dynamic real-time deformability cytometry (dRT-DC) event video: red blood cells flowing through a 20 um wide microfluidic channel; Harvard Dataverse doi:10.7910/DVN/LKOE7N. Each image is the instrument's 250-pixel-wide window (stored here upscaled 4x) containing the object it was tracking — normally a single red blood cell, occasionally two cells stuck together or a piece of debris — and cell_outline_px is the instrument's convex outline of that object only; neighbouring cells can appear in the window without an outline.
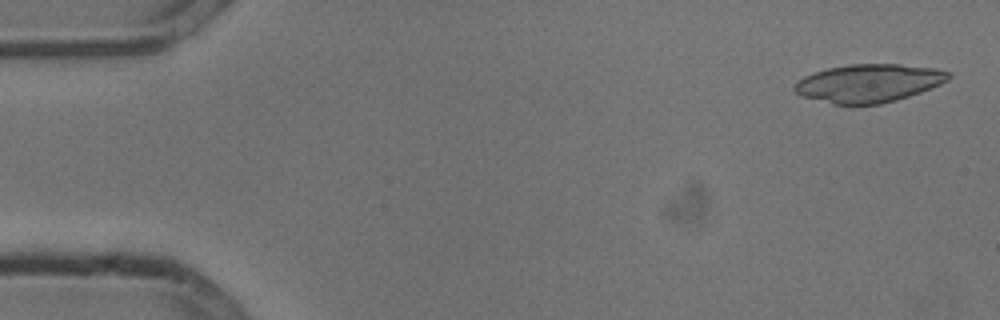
{"species": "common noctule bat (a hibernating species)", "species_latin": "Nyctalus noctula", "temperature_condition": "cold", "stored_images_in_passage": 53, "camera_frame_rate_fps": 3000, "um_per_image_px": 0.085, "animal": {"sex": "male", "body_mass_g": 13.3}, "frame": {"image": 1, "passage_image": 2, "time_ms": 0.333, "image_size_px": [1000, 320], "cell_outline_px": [[952, 76], [948, 80], [940, 84], [920, 92], [896, 100], [880, 104], [832, 104], [800, 96], [792, 88], [792, 84], [796, 80], [804, 76], [828, 68], [848, 64], [900, 64], [936, 68], [952, 72]], "centroid_in_image_um": [73.82, 7.06], "position_along_channel_um": 11.2, "area_um2": 34.45}}